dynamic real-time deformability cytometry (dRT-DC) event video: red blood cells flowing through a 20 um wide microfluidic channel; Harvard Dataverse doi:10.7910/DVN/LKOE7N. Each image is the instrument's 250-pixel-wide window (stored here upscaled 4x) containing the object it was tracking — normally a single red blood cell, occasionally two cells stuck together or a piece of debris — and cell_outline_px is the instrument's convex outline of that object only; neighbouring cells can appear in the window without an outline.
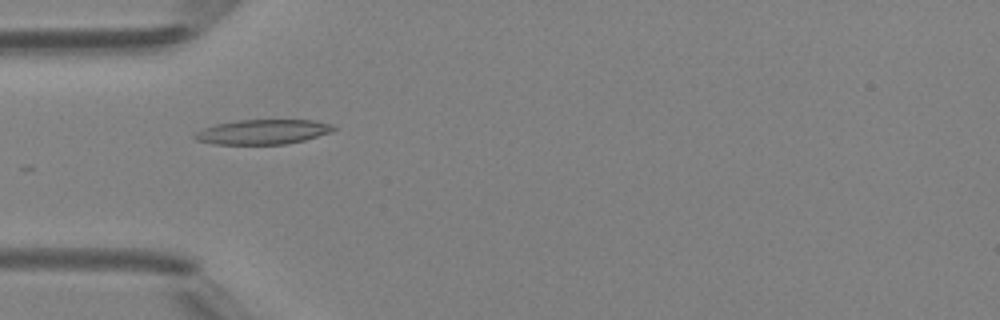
{"species": "Egyptian fruit bat (a non-hibernating species)", "species_latin": "Rousettus aegyptiacus", "temperature_condition": "room temperature", "stored_images_in_passage": 7, "camera_frame_rate_fps": 3000, "um_per_image_px": 0.085, "animal": {"sex": "female"}, "frame": {"image": 1, "passage_image": 5, "time_ms": 4.667, "image_size_px": [1000, 320], "cell_outline_px": [[336, 128], [332, 132], [304, 140], [284, 144], [216, 144], [196, 140], [192, 136], [196, 132], [204, 128], [216, 124], [236, 120], [312, 120], [332, 124]], "centroid_in_image_um": [22.34, 11.2], "position_along_channel_um": 62.7, "area_um2": 19.94}}
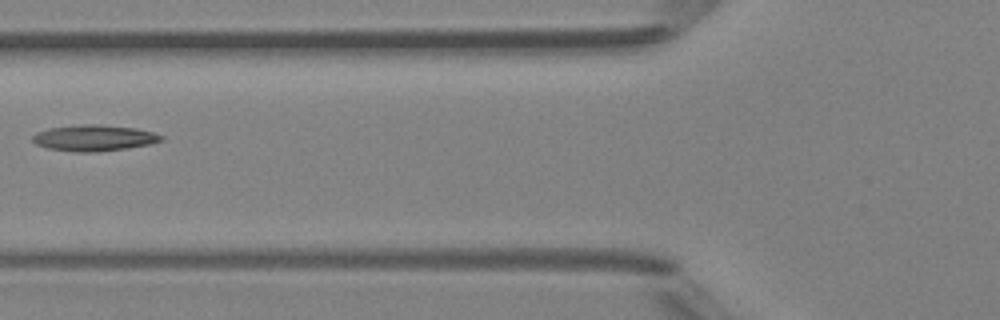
{"frame": {"image": 2, "passage_image": 6, "time_ms": 6.0, "image_size_px": [1000, 320], "cell_outline_px": [[164, 140], [148, 144], [128, 148], [96, 152], [76, 152], [48, 148], [36, 144], [32, 140], [32, 136], [36, 132], [48, 128], [80, 124], [100, 124], [136, 128], [152, 132], [164, 136]], "centroid_in_image_um": [7.98, 11.72], "position_along_channel_um": 117.8, "area_um2": 19.65}}
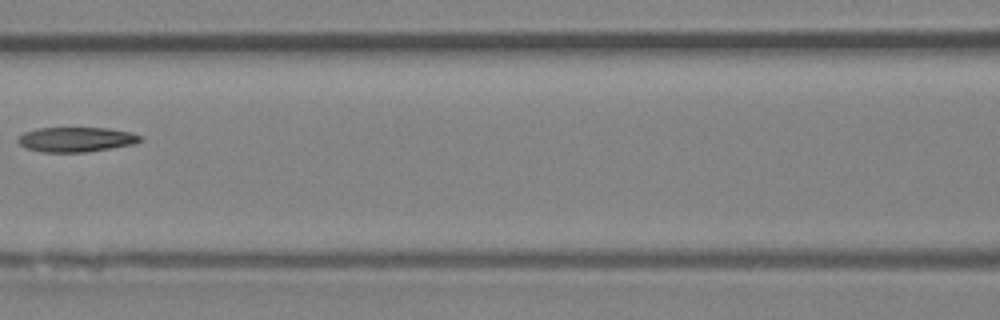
{"frame": {"image": 3, "passage_image": 7, "time_ms": 7.0, "image_size_px": [1000, 320], "cell_outline_px": [[144, 140], [136, 144], [84, 152], [40, 152], [28, 148], [20, 144], [16, 140], [24, 132], [36, 128], [108, 128], [132, 132], [144, 136]], "centroid_in_image_um": [6.53, 11.85], "position_along_channel_um": 160.1, "area_um2": 17.8}}